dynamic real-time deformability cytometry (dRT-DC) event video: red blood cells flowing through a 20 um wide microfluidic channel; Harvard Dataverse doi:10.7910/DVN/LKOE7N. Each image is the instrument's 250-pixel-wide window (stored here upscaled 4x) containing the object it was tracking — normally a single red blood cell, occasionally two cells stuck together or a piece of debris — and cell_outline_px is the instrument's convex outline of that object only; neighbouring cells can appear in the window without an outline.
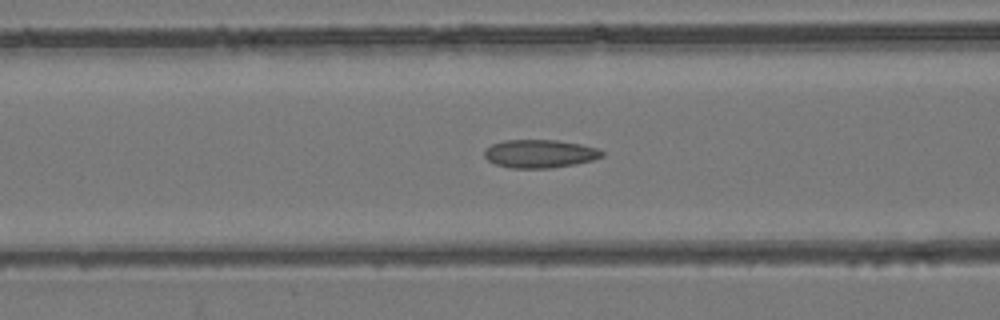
{"species": "common noctule bat (a hibernating species)", "species_latin": "Nyctalus noctula", "temperature_condition": "room temperature", "stored_images_in_passage": 28, "camera_frame_rate_fps": 3000, "um_per_image_px": 0.085, "animal": {"sex": "female", "body_mass_g": 24.6, "forearm_length_mm": 56.2}, "frame": {"image": 1, "passage_image": 10, "time_ms": 3.0, "image_size_px": [1000, 320], "cell_outline_px": [[604, 156], [592, 160], [576, 164], [548, 168], [512, 168], [496, 164], [488, 160], [484, 156], [484, 152], [492, 144], [504, 140], [556, 140], [580, 144], [596, 148], [604, 152]], "centroid_in_image_um": [45.89, 13.06], "position_along_channel_um": 120.7, "area_um2": 19.19}}
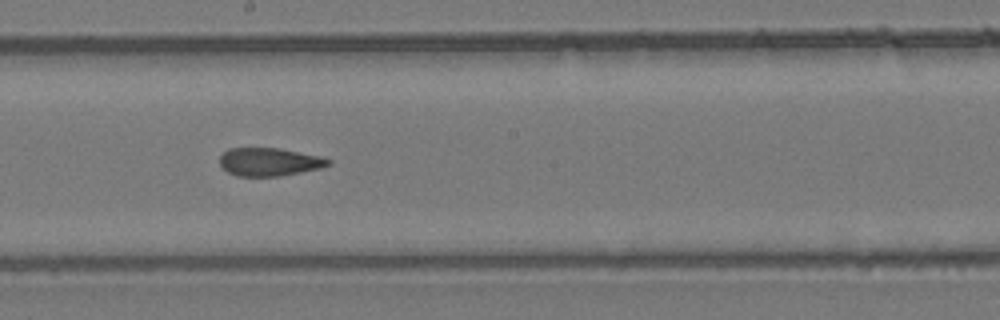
{"frame": {"image": 2, "passage_image": 18, "time_ms": 5.667, "image_size_px": [1000, 320], "cell_outline_px": [[332, 164], [320, 168], [280, 176], [236, 176], [228, 172], [220, 164], [220, 156], [228, 148], [280, 148], [320, 156], [332, 160]], "centroid_in_image_um": [22.9, 13.75], "position_along_channel_um": 225.3, "area_um2": 17.8}}
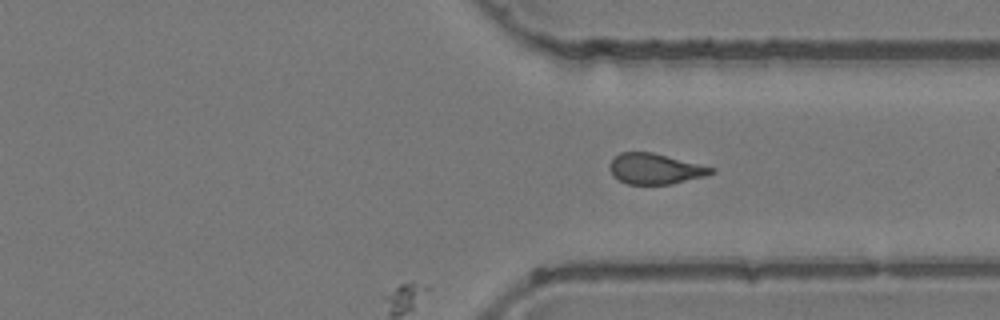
{"frame": {"image": 3, "passage_image": 28, "time_ms": 9.0, "image_size_px": [1000, 320], "cell_outline_px": [[716, 172], [704, 176], [672, 184], [628, 184], [612, 176], [608, 168], [608, 164], [620, 152], [652, 152], [716, 168]], "centroid_in_image_um": [55.68, 14.35], "position_along_channel_um": 355.7, "area_um2": 18.15}}